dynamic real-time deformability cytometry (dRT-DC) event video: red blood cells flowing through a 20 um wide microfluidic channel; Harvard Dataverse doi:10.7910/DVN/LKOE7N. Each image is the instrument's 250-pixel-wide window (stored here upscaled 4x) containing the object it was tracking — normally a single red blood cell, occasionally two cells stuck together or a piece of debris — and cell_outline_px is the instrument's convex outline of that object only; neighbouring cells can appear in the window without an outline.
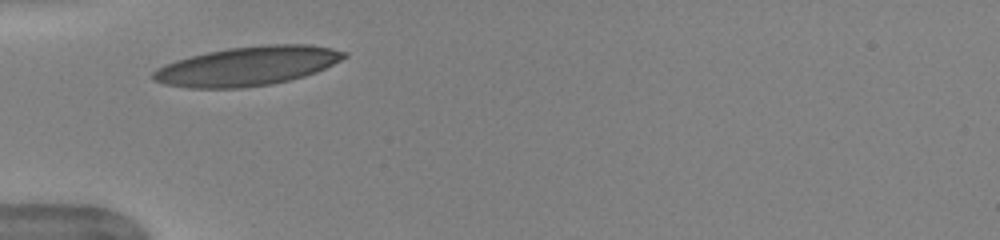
{"species": "human", "species_latin": "Homo sapiens", "temperature_condition": "warm", "stored_images_in_passage": 27, "camera_frame_rate_fps": 3000, "um_per_image_px": 0.085, "donor": {"sex": "female"}, "frame": {"image": 1, "passage_image": 1, "time_ms": 0.0, "image_size_px": [1000, 240], "cell_outline_px": [[348, 56], [316, 72], [304, 76], [272, 84], [244, 88], [188, 88], [164, 84], [152, 80], [148, 76], [156, 68], [164, 64], [176, 60], [208, 52], [228, 48], [264, 44], [312, 44], [332, 48], [348, 52]], "centroid_in_image_um": [21.0, 5.62], "position_along_channel_um": 64.0, "area_um2": 43.81}}
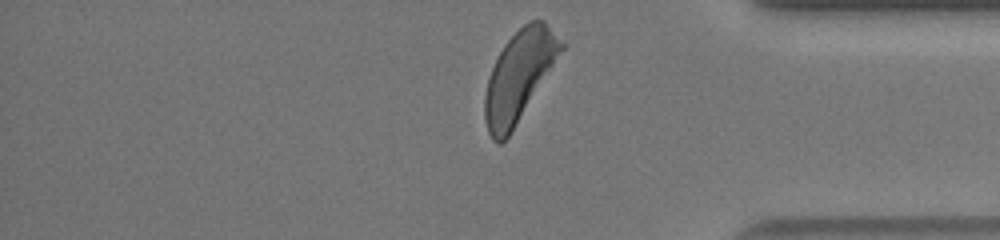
{"frame": {"image": 2, "passage_image": 27, "time_ms": 8.667, "image_size_px": [1000, 240], "cell_outline_px": [[564, 48], [508, 136], [500, 144], [496, 144], [492, 140], [488, 132], [484, 120], [484, 96], [488, 80], [492, 68], [504, 44], [524, 24], [532, 20], [544, 20], [564, 44]], "centroid_in_image_um": [44.09, 6.47], "position_along_channel_um": 391.1, "area_um2": 39.07}, "authors_computed_cell_mechanics": {"area_um2": 40.749, "velocity_mm_per_s": 3.9551, "shape_relaxation_time_tau1_ms": 2.8943, "shape_relaxation_time_tau2_ms": null, "deformation_change_tau1": 0.1658, "deformation_change_tau2": null}}